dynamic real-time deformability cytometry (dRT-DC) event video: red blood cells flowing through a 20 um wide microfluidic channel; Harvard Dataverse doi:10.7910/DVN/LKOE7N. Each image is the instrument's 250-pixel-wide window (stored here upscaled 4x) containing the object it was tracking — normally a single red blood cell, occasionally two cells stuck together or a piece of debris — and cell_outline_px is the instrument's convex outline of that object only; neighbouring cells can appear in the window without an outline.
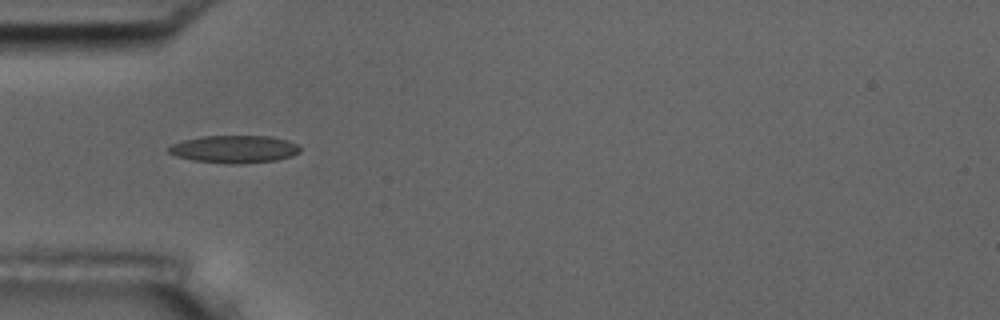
{"species": "common noctule bat (a hibernating species)", "species_latin": "Nyctalus noctula", "temperature_condition": "room temperature", "stored_images_in_passage": 39, "camera_frame_rate_fps": 3000, "um_per_image_px": 0.085, "animal": {"sex": "male", "body_mass_g": 17.5, "forearm_length_mm": 52.3}, "frame": {"image": 1, "passage_image": 1, "time_ms": 0.0, "image_size_px": [1000, 320], "cell_outline_px": [[300, 152], [292, 156], [276, 160], [240, 164], [224, 164], [192, 160], [176, 156], [168, 152], [168, 148], [172, 144], [184, 140], [200, 136], [272, 136], [288, 140], [300, 144]], "centroid_in_image_um": [19.95, 12.68], "position_along_channel_um": 65.1, "area_um2": 21.39}}
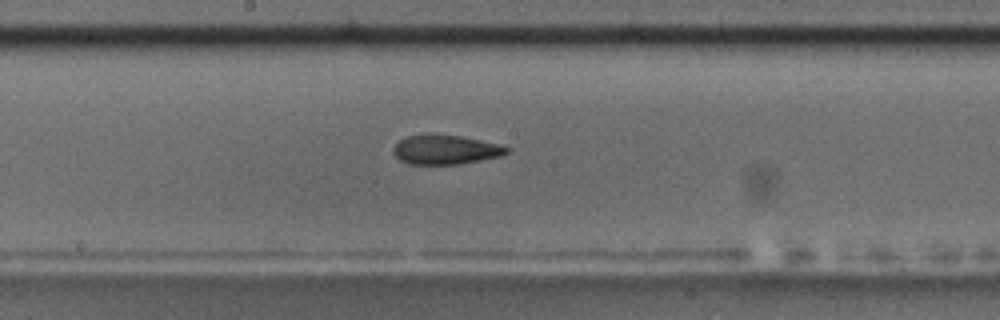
{"frame": {"image": 2, "passage_image": 13, "time_ms": 4.0, "image_size_px": [1000, 320], "cell_outline_px": [[512, 148], [508, 152], [500, 156], [460, 164], [408, 164], [400, 160], [392, 152], [396, 144], [404, 136], [460, 136], [500, 144]], "centroid_in_image_um": [37.9, 12.75], "position_along_channel_um": 210.3, "area_um2": 18.96}}
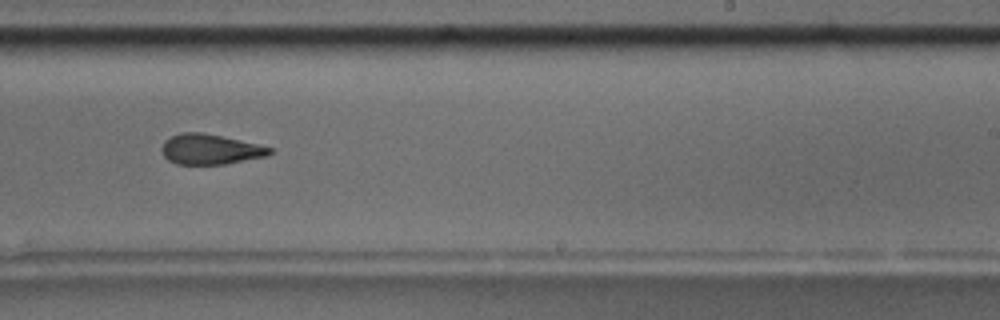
{"frame": {"image": 3, "passage_image": 18, "time_ms": 5.667, "image_size_px": [1000, 320], "cell_outline_px": [[272, 152], [268, 156], [224, 164], [176, 164], [168, 160], [164, 156], [160, 148], [164, 140], [180, 132], [204, 132], [256, 144], [272, 148]], "centroid_in_image_um": [17.83, 12.69], "position_along_channel_um": 271.2, "area_um2": 19.02}, "authors_computed_cell_mechanics": {"area_um2": 19.7676, "velocity_mm_per_s": 3.6524, "shape_relaxation_time_tau1_ms": null, "shape_relaxation_time_tau2_ms": 3.1431, "deformation_change_tau1": null, "deformation_change_tau2": 0.1226}}